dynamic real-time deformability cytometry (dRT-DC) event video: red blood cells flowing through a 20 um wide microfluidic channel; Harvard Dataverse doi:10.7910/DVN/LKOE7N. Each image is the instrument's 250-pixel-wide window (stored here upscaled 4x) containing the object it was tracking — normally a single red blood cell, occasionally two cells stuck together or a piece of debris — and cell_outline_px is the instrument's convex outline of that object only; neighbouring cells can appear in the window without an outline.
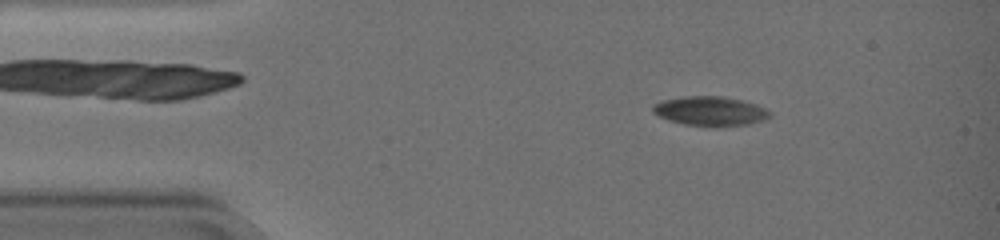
{"species": "common noctule bat (a hibernating species)", "species_latin": "Nyctalus noctula", "temperature_condition": "warm", "stored_images_in_passage": 60, "camera_frame_rate_fps": 3000, "um_per_image_px": 0.085, "animal": {"sex": "female", "body_mass_g": 19.0, "forearm_length_mm": 51.5}, "frame": {"image": 1, "passage_image": 10, "time_ms": 3.0, "image_size_px": [1000, 240], "cell_outline_px": [[772, 116], [764, 120], [748, 124], [684, 124], [668, 120], [652, 112], [652, 104], [664, 100], [680, 96], [724, 96], [744, 100], [756, 104], [772, 112]], "centroid_in_image_um": [60.37, 9.39], "position_along_channel_um": 24.6, "area_um2": 19.59}}
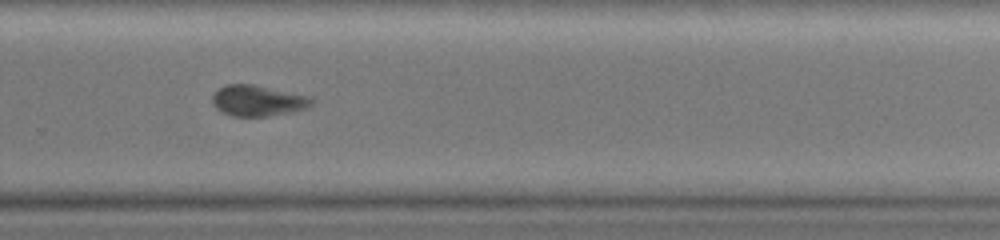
{"frame": {"image": 2, "passage_image": 42, "time_ms": 13.667, "image_size_px": [1000, 240], "cell_outline_px": [[316, 100], [308, 108], [292, 112], [268, 116], [232, 116], [216, 108], [212, 104], [212, 96], [220, 88], [228, 84], [252, 84], [304, 96]], "centroid_in_image_um": [21.9, 8.57], "position_along_channel_um": 307.9, "area_um2": 17.51}}
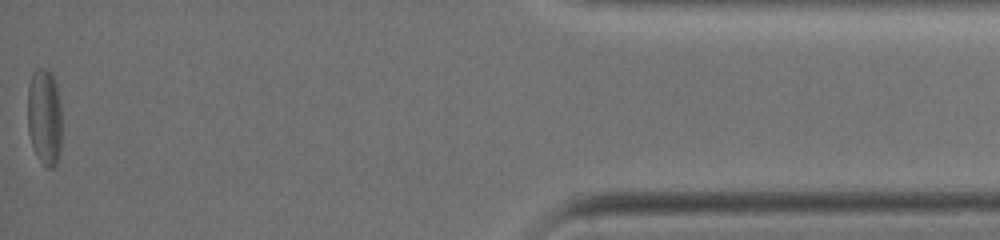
{"frame": {"image": 3, "passage_image": 60, "time_ms": 19.667, "image_size_px": [1000, 240], "cell_outline_px": [[60, 152], [56, 164], [52, 168], [48, 168], [36, 156], [28, 132], [28, 84], [32, 72], [36, 68], [44, 68], [52, 76], [56, 84], [60, 104]], "centroid_in_image_um": [3.76, 9.93], "position_along_channel_um": 431.4, "area_um2": 19.19}, "authors_computed_cell_mechanics": {"area_um2": 19.4208, "velocity_mm_per_s": 3.2554, "shape_relaxation_time_tau1_ms": 7.8433, "shape_relaxation_time_tau2_ms": 2.7418, "deformation_change_tau1": 0.1631, "deformation_change_tau2": 0.0792}}